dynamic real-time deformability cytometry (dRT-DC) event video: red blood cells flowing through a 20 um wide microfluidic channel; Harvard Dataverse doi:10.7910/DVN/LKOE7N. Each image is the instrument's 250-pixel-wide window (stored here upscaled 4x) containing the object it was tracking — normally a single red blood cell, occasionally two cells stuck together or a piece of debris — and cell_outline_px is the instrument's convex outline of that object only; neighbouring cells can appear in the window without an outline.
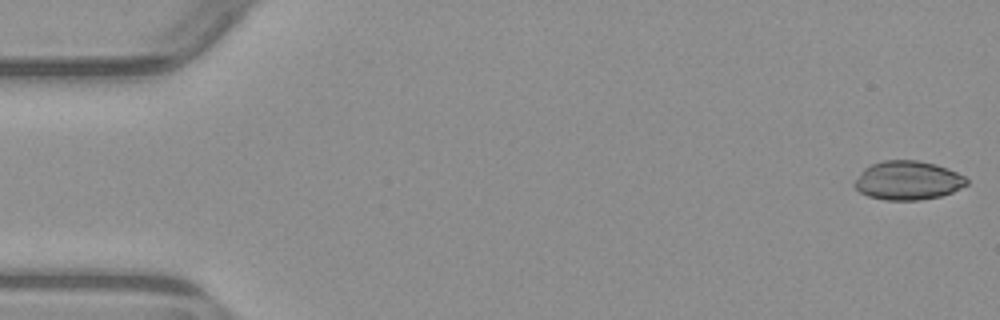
{"species": "common noctule bat (a hibernating species)", "species_latin": "Nyctalus noctula", "temperature_condition": "warm", "stored_images_in_passage": 6, "segment_of_instrument_passage": [2, 2], "camera_frame_rate_fps": 3000, "um_per_image_px": 0.085, "animal": {"sex": "male", "body_mass_g": 23.1, "forearm_length_mm": 52.7}, "frame": {"image": 1, "passage_image": 6, "time_ms": 6.0, "image_size_px": [1000, 320], "cell_outline_px": [[968, 184], [952, 192], [940, 196], [920, 200], [884, 200], [868, 196], [860, 192], [852, 184], [860, 172], [864, 168], [872, 164], [884, 160], [916, 160], [936, 164], [948, 168], [964, 176], [968, 180]], "centroid_in_image_um": [77.15, 15.33], "position_along_channel_um": 7.8, "area_um2": 25.49}}